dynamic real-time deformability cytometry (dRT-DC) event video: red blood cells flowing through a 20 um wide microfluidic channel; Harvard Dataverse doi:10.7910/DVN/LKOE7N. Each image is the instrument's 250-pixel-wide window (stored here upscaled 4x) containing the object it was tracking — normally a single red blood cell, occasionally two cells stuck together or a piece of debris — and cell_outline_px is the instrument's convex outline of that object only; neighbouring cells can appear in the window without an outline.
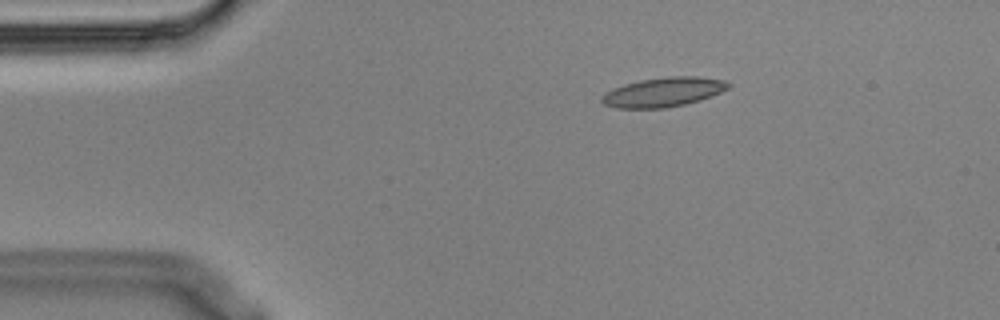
{"species": "Egyptian fruit bat (a non-hibernating species)", "species_latin": "Rousettus aegyptiacus", "temperature_condition": "cold", "stored_images_in_passage": 5, "camera_frame_rate_fps": 3000, "um_per_image_px": 0.085, "animal": {"sex": "male"}, "frame": {"image": 1, "passage_image": 2, "time_ms": 0.333, "image_size_px": [1000, 320], "cell_outline_px": [[732, 84], [728, 88], [720, 92], [700, 100], [684, 104], [664, 108], [616, 108], [604, 104], [600, 100], [612, 88], [624, 84], [640, 80], [668, 76], [696, 76], [724, 80]], "centroid_in_image_um": [56.4, 7.82], "position_along_channel_um": 28.6, "area_um2": 21.5}}
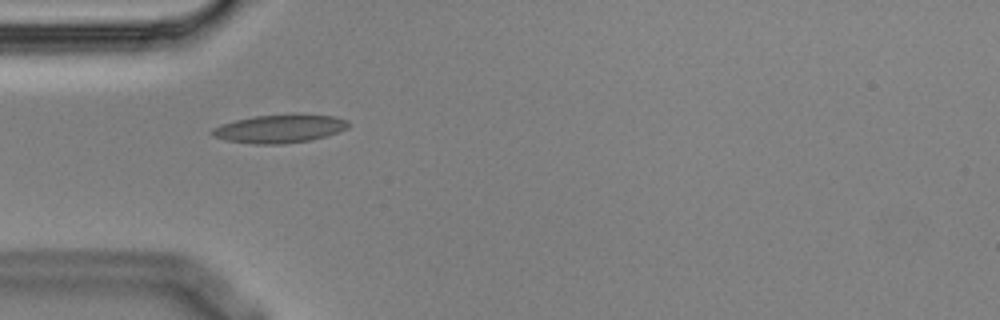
{"frame": {"image": 2, "passage_image": 4, "time_ms": 1.0, "image_size_px": [1000, 320], "cell_outline_px": [[348, 128], [328, 136], [312, 140], [284, 144], [252, 144], [228, 140], [212, 136], [208, 132], [212, 128], [220, 124], [236, 120], [256, 116], [332, 116], [348, 120]], "centroid_in_image_um": [23.72, 10.98], "position_along_channel_um": 61.3, "area_um2": 21.96}}
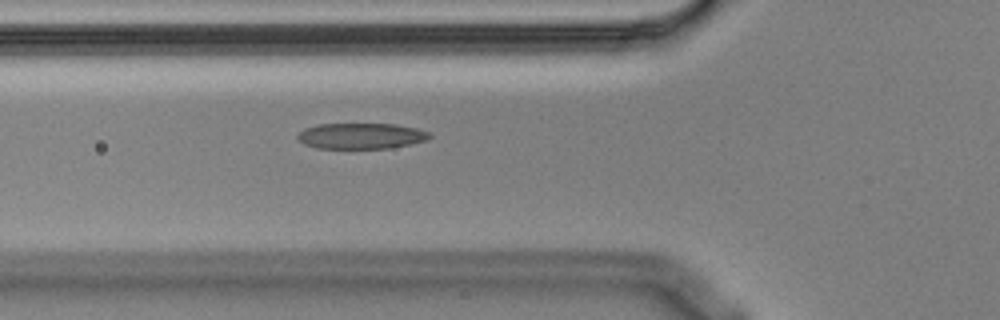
{"frame": {"image": 3, "passage_image": 5, "time_ms": 1.333, "image_size_px": [1000, 320], "cell_outline_px": [[432, 136], [428, 140], [388, 148], [316, 148], [304, 144], [296, 136], [304, 128], [316, 124], [396, 124], [416, 128], [428, 132]], "centroid_in_image_um": [30.68, 11.55], "position_along_channel_um": 95.1, "area_um2": 19.77}}